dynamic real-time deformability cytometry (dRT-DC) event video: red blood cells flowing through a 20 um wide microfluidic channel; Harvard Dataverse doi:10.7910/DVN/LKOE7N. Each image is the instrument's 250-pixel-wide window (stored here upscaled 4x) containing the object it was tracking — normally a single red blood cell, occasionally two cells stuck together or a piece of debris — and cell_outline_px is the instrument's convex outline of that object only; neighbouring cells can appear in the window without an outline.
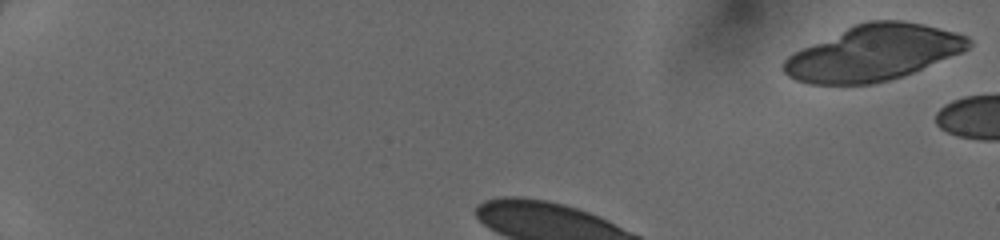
{"species": "human", "species_latin": "Homo sapiens", "temperature_condition": "cold", "stored_images_in_passage": 34, "camera_frame_rate_fps": 3000, "um_per_image_px": 0.085, "donor": {"sex": "female"}, "frame": {"image": 1, "passage_image": 1, "time_ms": 0.0, "image_size_px": [1000, 240], "cell_outline_px": [[972, 44], [964, 52], [912, 72], [888, 80], [872, 84], [808, 84], [796, 80], [788, 76], [784, 72], [784, 60], [792, 52], [856, 24], [868, 20], [900, 20], [924, 24], [956, 32], [968, 36], [972, 40]], "centroid_in_image_um": [74.27, 4.49], "position_along_channel_um": 10.7, "area_um2": 59.65}}
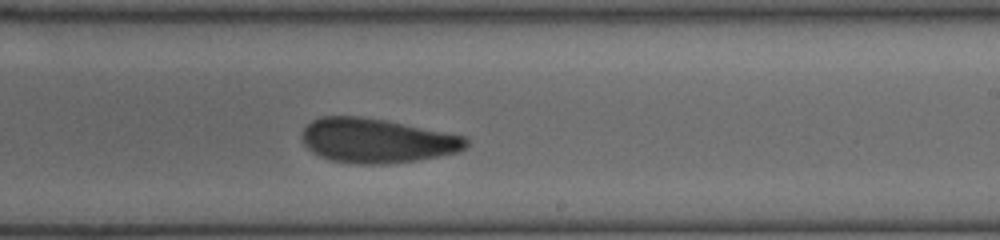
{"frame": {"image": 2, "passage_image": 22, "time_ms": 7.0, "image_size_px": [1000, 240], "cell_outline_px": [[468, 144], [460, 152], [420, 160], [384, 164], [352, 164], [332, 160], [320, 156], [312, 152], [304, 144], [304, 128], [312, 120], [320, 116], [360, 116], [384, 120], [464, 136], [468, 140]], "centroid_in_image_um": [32.03, 11.96], "position_along_channel_um": 257.0, "area_um2": 42.31}}
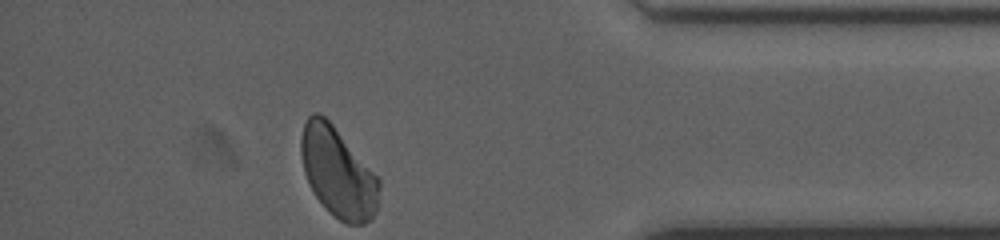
{"frame": {"image": 3, "passage_image": 34, "time_ms": 11.0, "image_size_px": [1000, 240], "cell_outline_px": [[380, 188], [376, 212], [372, 220], [364, 224], [348, 224], [340, 220], [328, 212], [324, 208], [316, 196], [304, 172], [300, 152], [300, 140], [304, 124], [308, 116], [312, 112], [320, 112], [332, 124], [380, 180]], "centroid_in_image_um": [28.71, 14.67], "position_along_channel_um": 406.5, "area_um2": 40.69}}